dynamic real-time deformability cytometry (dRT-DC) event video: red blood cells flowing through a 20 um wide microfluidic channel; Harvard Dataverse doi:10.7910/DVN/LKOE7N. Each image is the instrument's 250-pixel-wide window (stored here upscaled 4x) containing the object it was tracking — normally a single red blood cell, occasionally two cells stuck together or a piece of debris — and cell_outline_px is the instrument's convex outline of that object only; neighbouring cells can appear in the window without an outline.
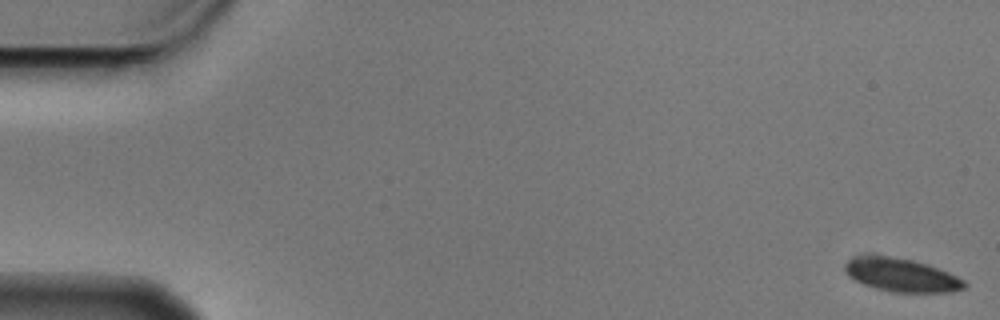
{"species": "Egyptian fruit bat (a non-hibernating species)", "species_latin": "Rousettus aegyptiacus", "temperature_condition": "cold", "stored_images_in_passage": 6, "camera_frame_rate_fps": 3000, "um_per_image_px": 0.085, "animal": {"sex": "male"}, "frame": {"image": 1, "passage_image": 1, "time_ms": 0.0, "image_size_px": [1000, 320], "cell_outline_px": [[968, 284], [964, 288], [952, 292], [892, 292], [876, 288], [864, 284], [856, 280], [844, 268], [844, 264], [848, 260], [856, 256], [884, 256], [912, 260], [928, 264], [948, 272], [964, 280]], "centroid_in_image_um": [76.67, 23.39], "position_along_channel_um": 8.3, "area_um2": 22.83}}
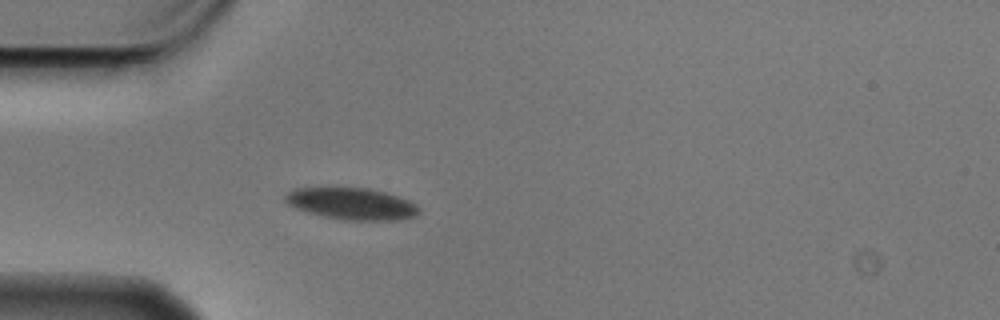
{"frame": {"image": 2, "passage_image": 5, "time_ms": 1.333, "image_size_px": [1000, 320], "cell_outline_px": [[420, 212], [416, 216], [400, 220], [344, 220], [324, 216], [308, 212], [296, 208], [288, 204], [284, 200], [284, 196], [292, 188], [332, 184], [368, 188], [384, 192], [408, 200], [416, 204], [420, 208]], "centroid_in_image_um": [29.83, 17.26], "position_along_channel_um": 55.2, "area_um2": 25.78}}